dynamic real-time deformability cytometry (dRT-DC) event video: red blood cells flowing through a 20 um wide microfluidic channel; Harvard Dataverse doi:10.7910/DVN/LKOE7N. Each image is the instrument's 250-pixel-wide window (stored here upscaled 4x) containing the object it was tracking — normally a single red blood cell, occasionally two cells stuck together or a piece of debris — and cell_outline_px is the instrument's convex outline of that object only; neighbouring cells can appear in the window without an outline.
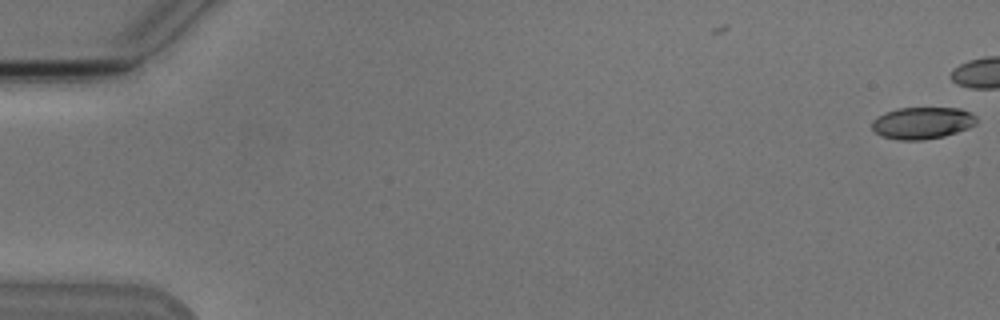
{"species": "Egyptian fruit bat (a non-hibernating species)", "species_latin": "Rousettus aegyptiacus", "temperature_condition": "cold", "stored_images_in_passage": 3, "camera_frame_rate_fps": 3000, "um_per_image_px": 0.085, "animal": {"sex": "male"}, "frame": {"image": 1, "passage_image": 3, "time_ms": 0.667, "image_size_px": [1000, 320], "cell_outline_px": [[976, 124], [968, 128], [944, 136], [924, 140], [896, 140], [880, 136], [872, 128], [872, 120], [896, 108], [960, 108], [976, 116]], "centroid_in_image_um": [78.39, 10.46], "position_along_channel_um": 6.6, "area_um2": 19.36}}